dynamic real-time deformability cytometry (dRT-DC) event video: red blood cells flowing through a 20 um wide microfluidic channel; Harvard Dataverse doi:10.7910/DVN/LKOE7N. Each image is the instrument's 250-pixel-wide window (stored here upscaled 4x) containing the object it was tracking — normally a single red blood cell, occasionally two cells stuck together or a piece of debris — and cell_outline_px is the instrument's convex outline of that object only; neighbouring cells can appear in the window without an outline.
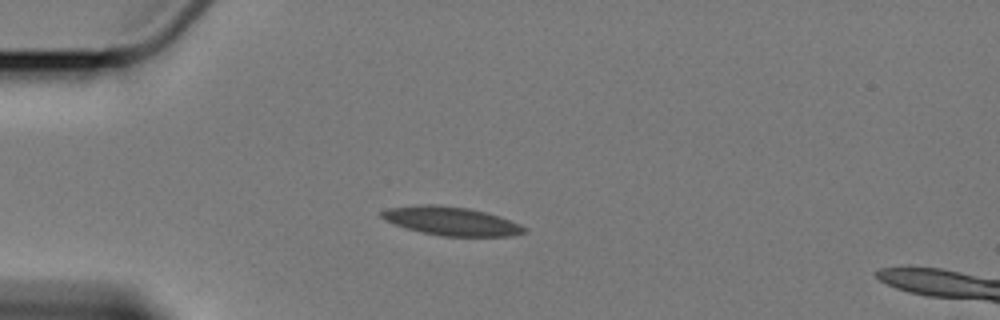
{"species": "Egyptian fruit bat (a non-hibernating species)", "species_latin": "Rousettus aegyptiacus", "temperature_condition": "cold", "stored_images_in_passage": 6, "camera_frame_rate_fps": 3000, "um_per_image_px": 0.085, "animal": {"sex": "female"}, "frame": {"image": 1, "passage_image": 4, "time_ms": 3.667, "image_size_px": [1000, 320], "cell_outline_px": [[528, 232], [512, 236], [440, 236], [420, 232], [384, 220], [380, 216], [380, 212], [388, 208], [428, 204], [432, 204], [468, 208], [484, 212], [520, 224], [528, 228]], "centroid_in_image_um": [38.37, 18.8], "position_along_channel_um": 46.6, "area_um2": 23.52}}
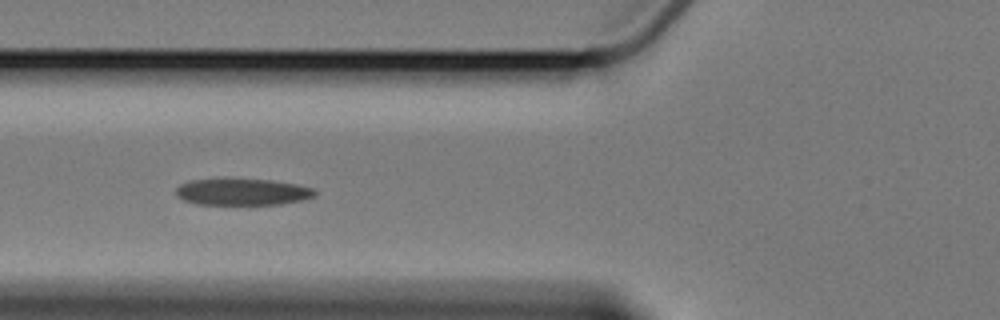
{"frame": {"image": 2, "passage_image": 6, "time_ms": 6.0, "image_size_px": [1000, 320], "cell_outline_px": [[316, 196], [304, 200], [280, 204], [196, 204], [184, 200], [176, 196], [176, 188], [180, 184], [192, 180], [268, 180], [296, 184], [312, 188], [316, 192]], "centroid_in_image_um": [20.62, 16.33], "position_along_channel_um": 105.2, "area_um2": 21.15}}